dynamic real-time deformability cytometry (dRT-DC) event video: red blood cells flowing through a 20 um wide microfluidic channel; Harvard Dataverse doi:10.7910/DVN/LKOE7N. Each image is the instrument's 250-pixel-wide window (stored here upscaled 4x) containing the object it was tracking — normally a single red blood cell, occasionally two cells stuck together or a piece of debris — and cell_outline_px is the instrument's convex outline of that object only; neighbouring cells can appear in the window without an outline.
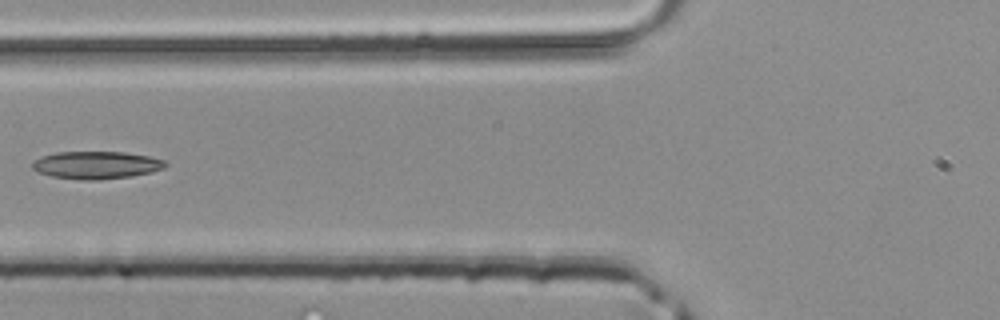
{"species": "common noctule bat (a hibernating species)", "species_latin": "Nyctalus noctula", "temperature_condition": "room temperature", "stored_images_in_passage": 2, "camera_frame_rate_fps": 3000, "um_per_image_px": 0.085, "animal": {"sex": "male", "body_mass_g": 20.4}, "frame": {"image": 1, "passage_image": 2, "time_ms": 0.333, "image_size_px": [1000, 320], "cell_outline_px": [[168, 164], [164, 168], [152, 172], [132, 176], [100, 180], [84, 180], [52, 176], [36, 172], [32, 168], [32, 164], [40, 156], [56, 152], [124, 152], [148, 156], [164, 160]], "centroid_in_image_um": [8.19, 14.03], "position_along_channel_um": 117.6, "area_um2": 21.44}}